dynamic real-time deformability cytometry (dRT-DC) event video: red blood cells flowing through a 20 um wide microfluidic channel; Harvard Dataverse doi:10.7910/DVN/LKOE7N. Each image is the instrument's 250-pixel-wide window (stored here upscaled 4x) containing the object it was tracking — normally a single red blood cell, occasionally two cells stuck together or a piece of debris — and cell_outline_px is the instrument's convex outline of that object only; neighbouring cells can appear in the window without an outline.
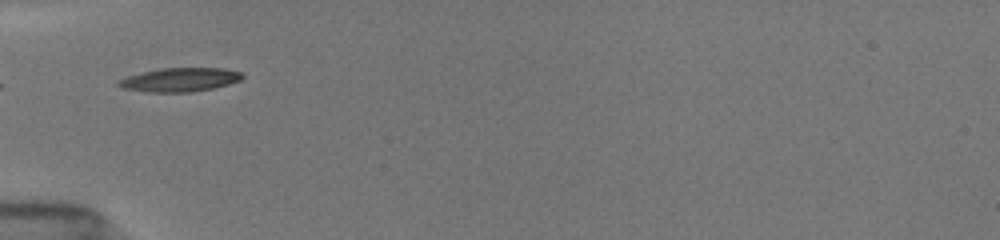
{"species": "common noctule bat (a hibernating species)", "species_latin": "Nyctalus noctula", "temperature_condition": "room temperature", "stored_images_in_passage": 8, "camera_frame_rate_fps": 3000, "um_per_image_px": 0.085, "animal": {"sex": "female", "body_mass_g": 19.5, "forearm_length_mm": 54.1}, "frame": {"image": 1, "passage_image": 1, "time_ms": 0.0, "image_size_px": [1000, 240], "cell_outline_px": [[244, 76], [240, 80], [228, 84], [212, 88], [192, 92], [148, 92], [124, 88], [116, 84], [116, 80], [140, 72], [160, 68], [224, 68], [240, 72]], "centroid_in_image_um": [15.25, 6.77], "position_along_channel_um": 69.7, "area_um2": 17.17}}
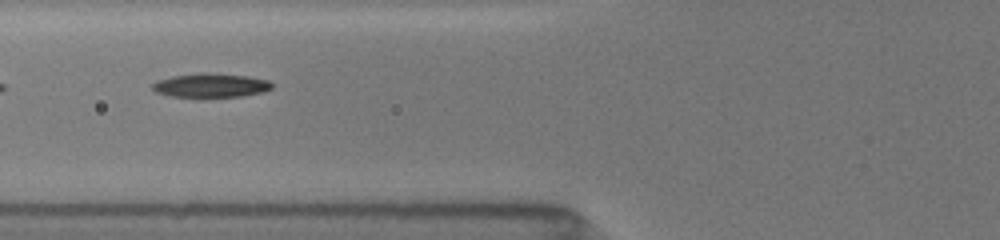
{"frame": {"image": 2, "passage_image": 7, "time_ms": 1.0, "image_size_px": [1000, 240], "cell_outline_px": [[272, 88], [260, 92], [240, 96], [200, 100], [172, 96], [156, 92], [152, 88], [152, 84], [160, 80], [172, 76], [204, 72], [208, 72], [248, 76], [268, 80], [272, 84]], "centroid_in_image_um": [17.89, 7.29], "position_along_channel_um": 107.9, "area_um2": 17.28}}